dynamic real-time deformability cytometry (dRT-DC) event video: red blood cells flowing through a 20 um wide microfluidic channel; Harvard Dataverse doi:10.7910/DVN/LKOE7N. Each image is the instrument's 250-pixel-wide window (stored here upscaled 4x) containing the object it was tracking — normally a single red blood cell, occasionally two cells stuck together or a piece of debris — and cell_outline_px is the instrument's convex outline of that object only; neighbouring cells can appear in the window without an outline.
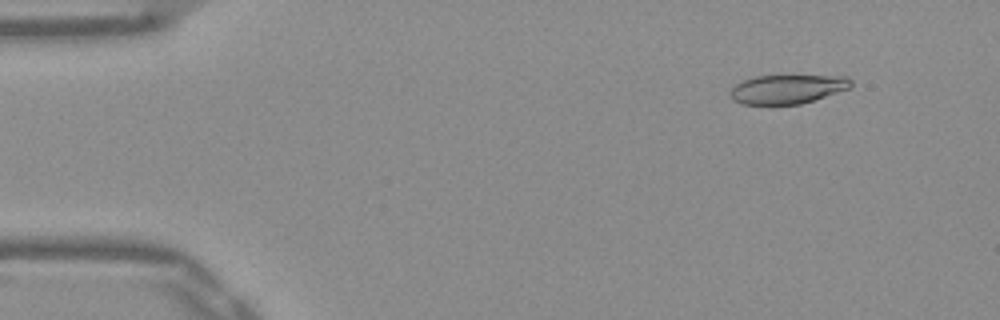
{"species": "Egyptian fruit bat (a non-hibernating species)", "species_latin": "Rousettus aegyptiacus", "temperature_condition": "warm", "stored_images_in_passage": 52, "camera_frame_rate_fps": 3000, "um_per_image_px": 0.085, "frame": {"image": 1, "passage_image": 6, "time_ms": 1.667, "image_size_px": [1000, 320], "cell_outline_px": [[852, 84], [848, 88], [800, 104], [744, 104], [732, 100], [728, 96], [728, 92], [736, 84], [744, 80], [756, 76], [792, 72], [848, 76], [852, 80]], "centroid_in_image_um": [66.93, 7.5], "position_along_channel_um": 18.1, "area_um2": 21.5}}
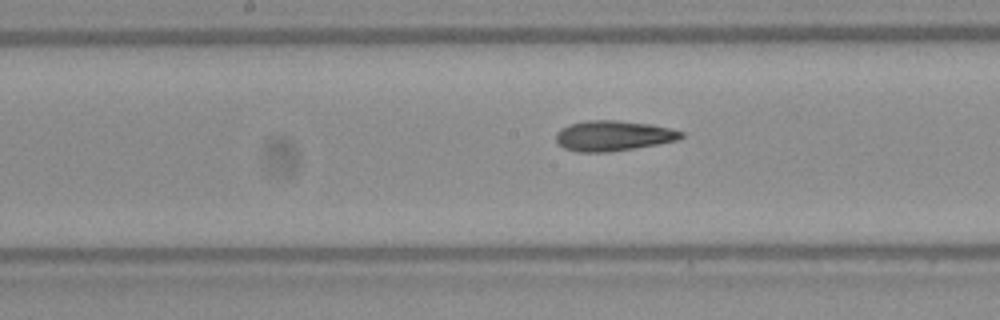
{"frame": {"image": 2, "passage_image": 27, "time_ms": 8.667, "image_size_px": [1000, 320], "cell_outline_px": [[684, 136], [676, 140], [656, 144], [608, 152], [576, 152], [564, 148], [556, 140], [556, 132], [560, 128], [568, 124], [588, 120], [616, 120], [652, 124], [672, 128], [684, 132]], "centroid_in_image_um": [52.11, 11.52], "position_along_channel_um": 196.1, "area_um2": 22.14}}
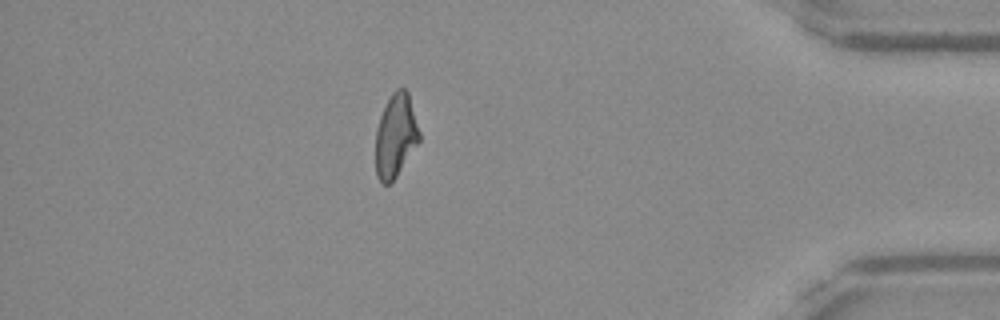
{"frame": {"image": 3, "passage_image": 46, "time_ms": 15.0, "image_size_px": [1000, 320], "cell_outline_px": [[420, 140], [396, 176], [388, 184], [380, 184], [376, 176], [376, 128], [380, 116], [392, 92], [396, 88], [404, 88], [408, 92], [420, 132]], "centroid_in_image_um": [33.62, 11.54], "position_along_channel_um": 401.6, "area_um2": 21.1}, "authors_computed_cell_mechanics": {"area_um2": 21.9062, "velocity_mm_per_s": 3.9051, "shape_relaxation_time_tau1_ms": null, "shape_relaxation_time_tau2_ms": 2.9933, "deformation_change_tau1": null, "deformation_change_tau2": 0.1219}}